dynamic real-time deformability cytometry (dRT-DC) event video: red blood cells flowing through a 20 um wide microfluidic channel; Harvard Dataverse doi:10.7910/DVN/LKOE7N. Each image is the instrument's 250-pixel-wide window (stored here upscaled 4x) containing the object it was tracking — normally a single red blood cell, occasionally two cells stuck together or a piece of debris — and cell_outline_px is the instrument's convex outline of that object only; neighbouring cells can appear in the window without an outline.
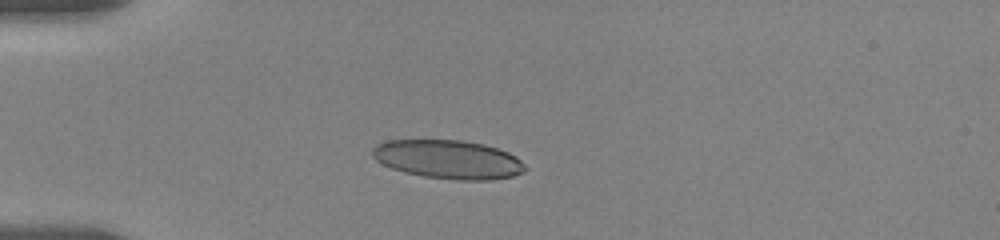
{"species": "human", "species_latin": "Homo sapiens", "temperature_condition": "room temperature", "stored_images_in_passage": 9, "camera_frame_rate_fps": 3000, "um_per_image_px": 0.085, "donor": {"sex": "female"}, "frame": {"image": 1, "passage_image": 7, "time_ms": 5.0, "image_size_px": [1000, 240], "cell_outline_px": [[528, 168], [524, 172], [512, 176], [492, 180], [456, 180], [424, 176], [404, 172], [392, 168], [376, 160], [372, 156], [372, 148], [376, 144], [388, 140], [460, 140], [484, 144], [508, 152], [516, 156]], "centroid_in_image_um": [38.11, 13.55], "position_along_channel_um": 46.9, "area_um2": 34.51}}
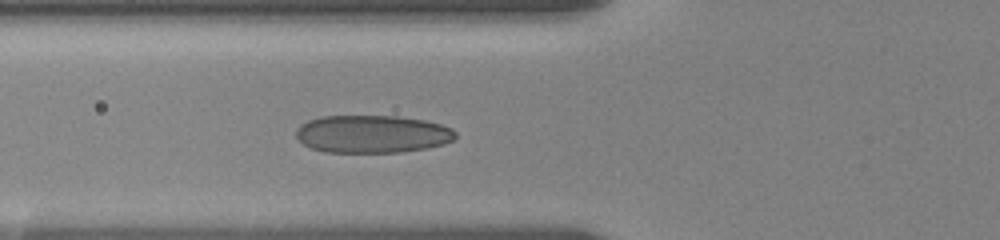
{"frame": {"image": 2, "passage_image": 9, "time_ms": 7.0, "image_size_px": [1000, 240], "cell_outline_px": [[456, 136], [452, 140], [444, 144], [428, 148], [400, 152], [324, 152], [312, 148], [304, 144], [296, 136], [296, 128], [300, 124], [308, 120], [320, 116], [396, 116], [424, 120], [440, 124], [452, 128], [456, 132]], "centroid_in_image_um": [31.63, 11.39], "position_along_channel_um": 94.2, "area_um2": 35.14}}